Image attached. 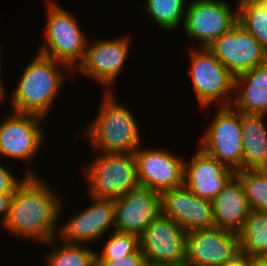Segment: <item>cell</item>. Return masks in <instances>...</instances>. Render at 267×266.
<instances>
[{"mask_svg":"<svg viewBox=\"0 0 267 266\" xmlns=\"http://www.w3.org/2000/svg\"><path fill=\"white\" fill-rule=\"evenodd\" d=\"M245 266H267V257L245 255Z\"/></svg>","mask_w":267,"mask_h":266,"instance_id":"cell-31","label":"cell"},{"mask_svg":"<svg viewBox=\"0 0 267 266\" xmlns=\"http://www.w3.org/2000/svg\"><path fill=\"white\" fill-rule=\"evenodd\" d=\"M250 210L267 211V169L238 170Z\"/></svg>","mask_w":267,"mask_h":266,"instance_id":"cell-25","label":"cell"},{"mask_svg":"<svg viewBox=\"0 0 267 266\" xmlns=\"http://www.w3.org/2000/svg\"><path fill=\"white\" fill-rule=\"evenodd\" d=\"M238 23L267 51V0H237Z\"/></svg>","mask_w":267,"mask_h":266,"instance_id":"cell-23","label":"cell"},{"mask_svg":"<svg viewBox=\"0 0 267 266\" xmlns=\"http://www.w3.org/2000/svg\"><path fill=\"white\" fill-rule=\"evenodd\" d=\"M161 214L185 232L215 226L212 201L202 199L184 185L160 193Z\"/></svg>","mask_w":267,"mask_h":266,"instance_id":"cell-16","label":"cell"},{"mask_svg":"<svg viewBox=\"0 0 267 266\" xmlns=\"http://www.w3.org/2000/svg\"><path fill=\"white\" fill-rule=\"evenodd\" d=\"M186 4V0H146L144 12L162 29L175 31L184 24Z\"/></svg>","mask_w":267,"mask_h":266,"instance_id":"cell-24","label":"cell"},{"mask_svg":"<svg viewBox=\"0 0 267 266\" xmlns=\"http://www.w3.org/2000/svg\"><path fill=\"white\" fill-rule=\"evenodd\" d=\"M264 114L241 112L242 170L267 169V126Z\"/></svg>","mask_w":267,"mask_h":266,"instance_id":"cell-21","label":"cell"},{"mask_svg":"<svg viewBox=\"0 0 267 266\" xmlns=\"http://www.w3.org/2000/svg\"><path fill=\"white\" fill-rule=\"evenodd\" d=\"M215 226L238 233L249 212L246 195L240 179L234 175L212 200Z\"/></svg>","mask_w":267,"mask_h":266,"instance_id":"cell-19","label":"cell"},{"mask_svg":"<svg viewBox=\"0 0 267 266\" xmlns=\"http://www.w3.org/2000/svg\"><path fill=\"white\" fill-rule=\"evenodd\" d=\"M190 51V75L201 107H209L217 101L221 102L220 106H230L234 99L235 76L207 48Z\"/></svg>","mask_w":267,"mask_h":266,"instance_id":"cell-6","label":"cell"},{"mask_svg":"<svg viewBox=\"0 0 267 266\" xmlns=\"http://www.w3.org/2000/svg\"><path fill=\"white\" fill-rule=\"evenodd\" d=\"M47 5V43L42 44L38 51L74 70L83 60L88 42L86 36L74 14L54 1H49Z\"/></svg>","mask_w":267,"mask_h":266,"instance_id":"cell-5","label":"cell"},{"mask_svg":"<svg viewBox=\"0 0 267 266\" xmlns=\"http://www.w3.org/2000/svg\"><path fill=\"white\" fill-rule=\"evenodd\" d=\"M207 49L234 76L267 62V51L239 23L215 39Z\"/></svg>","mask_w":267,"mask_h":266,"instance_id":"cell-11","label":"cell"},{"mask_svg":"<svg viewBox=\"0 0 267 266\" xmlns=\"http://www.w3.org/2000/svg\"><path fill=\"white\" fill-rule=\"evenodd\" d=\"M231 105L245 114H267V62L235 76Z\"/></svg>","mask_w":267,"mask_h":266,"instance_id":"cell-20","label":"cell"},{"mask_svg":"<svg viewBox=\"0 0 267 266\" xmlns=\"http://www.w3.org/2000/svg\"><path fill=\"white\" fill-rule=\"evenodd\" d=\"M81 171L91 197L116 199L139 186L134 154L100 152Z\"/></svg>","mask_w":267,"mask_h":266,"instance_id":"cell-4","label":"cell"},{"mask_svg":"<svg viewBox=\"0 0 267 266\" xmlns=\"http://www.w3.org/2000/svg\"><path fill=\"white\" fill-rule=\"evenodd\" d=\"M12 195H6L0 193V216L3 215L2 222L4 224L9 213L10 200Z\"/></svg>","mask_w":267,"mask_h":266,"instance_id":"cell-30","label":"cell"},{"mask_svg":"<svg viewBox=\"0 0 267 266\" xmlns=\"http://www.w3.org/2000/svg\"><path fill=\"white\" fill-rule=\"evenodd\" d=\"M140 186L159 194L183 186L184 162L167 149L139 147L134 153Z\"/></svg>","mask_w":267,"mask_h":266,"instance_id":"cell-13","label":"cell"},{"mask_svg":"<svg viewBox=\"0 0 267 266\" xmlns=\"http://www.w3.org/2000/svg\"><path fill=\"white\" fill-rule=\"evenodd\" d=\"M240 254L237 233L217 226L186 232V260L189 266H223Z\"/></svg>","mask_w":267,"mask_h":266,"instance_id":"cell-10","label":"cell"},{"mask_svg":"<svg viewBox=\"0 0 267 266\" xmlns=\"http://www.w3.org/2000/svg\"><path fill=\"white\" fill-rule=\"evenodd\" d=\"M91 198L92 205L73 215L71 220L69 219L57 229V236L62 242L89 243L101 238L111 225H115V200Z\"/></svg>","mask_w":267,"mask_h":266,"instance_id":"cell-17","label":"cell"},{"mask_svg":"<svg viewBox=\"0 0 267 266\" xmlns=\"http://www.w3.org/2000/svg\"><path fill=\"white\" fill-rule=\"evenodd\" d=\"M140 247L139 237L114 231L104 243L102 251L96 254L97 259H114L135 252Z\"/></svg>","mask_w":267,"mask_h":266,"instance_id":"cell-27","label":"cell"},{"mask_svg":"<svg viewBox=\"0 0 267 266\" xmlns=\"http://www.w3.org/2000/svg\"><path fill=\"white\" fill-rule=\"evenodd\" d=\"M62 243L47 255L48 266H97V253L92 248L82 244Z\"/></svg>","mask_w":267,"mask_h":266,"instance_id":"cell-26","label":"cell"},{"mask_svg":"<svg viewBox=\"0 0 267 266\" xmlns=\"http://www.w3.org/2000/svg\"><path fill=\"white\" fill-rule=\"evenodd\" d=\"M105 93L96 118L84 134L97 152L134 154L141 144L136 119L111 91Z\"/></svg>","mask_w":267,"mask_h":266,"instance_id":"cell-3","label":"cell"},{"mask_svg":"<svg viewBox=\"0 0 267 266\" xmlns=\"http://www.w3.org/2000/svg\"><path fill=\"white\" fill-rule=\"evenodd\" d=\"M58 65L69 67L38 52L24 68L21 79L12 93V110L47 117L48 110L58 97L66 78V72L59 71Z\"/></svg>","mask_w":267,"mask_h":266,"instance_id":"cell-2","label":"cell"},{"mask_svg":"<svg viewBox=\"0 0 267 266\" xmlns=\"http://www.w3.org/2000/svg\"><path fill=\"white\" fill-rule=\"evenodd\" d=\"M235 10L225 0L192 1L186 6L184 31L198 41L199 48H207L238 23V10Z\"/></svg>","mask_w":267,"mask_h":266,"instance_id":"cell-9","label":"cell"},{"mask_svg":"<svg viewBox=\"0 0 267 266\" xmlns=\"http://www.w3.org/2000/svg\"><path fill=\"white\" fill-rule=\"evenodd\" d=\"M58 194L31 170L25 174L10 200L4 228L17 236L47 245L55 243L62 203ZM59 216V217H58Z\"/></svg>","mask_w":267,"mask_h":266,"instance_id":"cell-1","label":"cell"},{"mask_svg":"<svg viewBox=\"0 0 267 266\" xmlns=\"http://www.w3.org/2000/svg\"><path fill=\"white\" fill-rule=\"evenodd\" d=\"M115 200V231L140 237L161 215V196L148 187L138 186Z\"/></svg>","mask_w":267,"mask_h":266,"instance_id":"cell-14","label":"cell"},{"mask_svg":"<svg viewBox=\"0 0 267 266\" xmlns=\"http://www.w3.org/2000/svg\"><path fill=\"white\" fill-rule=\"evenodd\" d=\"M97 266H148L143 251L139 247L135 252L114 259H97Z\"/></svg>","mask_w":267,"mask_h":266,"instance_id":"cell-28","label":"cell"},{"mask_svg":"<svg viewBox=\"0 0 267 266\" xmlns=\"http://www.w3.org/2000/svg\"><path fill=\"white\" fill-rule=\"evenodd\" d=\"M237 234L240 253L247 256L267 257V211L250 210Z\"/></svg>","mask_w":267,"mask_h":266,"instance_id":"cell-22","label":"cell"},{"mask_svg":"<svg viewBox=\"0 0 267 266\" xmlns=\"http://www.w3.org/2000/svg\"><path fill=\"white\" fill-rule=\"evenodd\" d=\"M129 37L101 40L86 46L83 60L75 67L83 76H88L102 83L111 91L112 83L124 69L129 51Z\"/></svg>","mask_w":267,"mask_h":266,"instance_id":"cell-15","label":"cell"},{"mask_svg":"<svg viewBox=\"0 0 267 266\" xmlns=\"http://www.w3.org/2000/svg\"><path fill=\"white\" fill-rule=\"evenodd\" d=\"M184 161L183 185L202 199L212 201L236 174L201 148Z\"/></svg>","mask_w":267,"mask_h":266,"instance_id":"cell-18","label":"cell"},{"mask_svg":"<svg viewBox=\"0 0 267 266\" xmlns=\"http://www.w3.org/2000/svg\"><path fill=\"white\" fill-rule=\"evenodd\" d=\"M42 119L45 118L12 110V114L0 123V155L32 162L44 142Z\"/></svg>","mask_w":267,"mask_h":266,"instance_id":"cell-12","label":"cell"},{"mask_svg":"<svg viewBox=\"0 0 267 266\" xmlns=\"http://www.w3.org/2000/svg\"><path fill=\"white\" fill-rule=\"evenodd\" d=\"M0 164V193L6 195H13L17 186L22 182L17 177Z\"/></svg>","mask_w":267,"mask_h":266,"instance_id":"cell-29","label":"cell"},{"mask_svg":"<svg viewBox=\"0 0 267 266\" xmlns=\"http://www.w3.org/2000/svg\"><path fill=\"white\" fill-rule=\"evenodd\" d=\"M1 53V52H0ZM2 68H1V56H0V71H2L1 70ZM2 73L0 72V75H1ZM2 78H1V76H0V102L1 101H4V97H6V93H5V88H3L4 87V85L2 84V80H1Z\"/></svg>","mask_w":267,"mask_h":266,"instance_id":"cell-33","label":"cell"},{"mask_svg":"<svg viewBox=\"0 0 267 266\" xmlns=\"http://www.w3.org/2000/svg\"><path fill=\"white\" fill-rule=\"evenodd\" d=\"M223 266H245V254L240 253L233 260L226 262Z\"/></svg>","mask_w":267,"mask_h":266,"instance_id":"cell-32","label":"cell"},{"mask_svg":"<svg viewBox=\"0 0 267 266\" xmlns=\"http://www.w3.org/2000/svg\"><path fill=\"white\" fill-rule=\"evenodd\" d=\"M148 266H181L186 260V232L171 218L159 215L139 237Z\"/></svg>","mask_w":267,"mask_h":266,"instance_id":"cell-8","label":"cell"},{"mask_svg":"<svg viewBox=\"0 0 267 266\" xmlns=\"http://www.w3.org/2000/svg\"><path fill=\"white\" fill-rule=\"evenodd\" d=\"M199 147L235 172L242 170L243 132L241 112L232 105L219 106Z\"/></svg>","mask_w":267,"mask_h":266,"instance_id":"cell-7","label":"cell"}]
</instances>
